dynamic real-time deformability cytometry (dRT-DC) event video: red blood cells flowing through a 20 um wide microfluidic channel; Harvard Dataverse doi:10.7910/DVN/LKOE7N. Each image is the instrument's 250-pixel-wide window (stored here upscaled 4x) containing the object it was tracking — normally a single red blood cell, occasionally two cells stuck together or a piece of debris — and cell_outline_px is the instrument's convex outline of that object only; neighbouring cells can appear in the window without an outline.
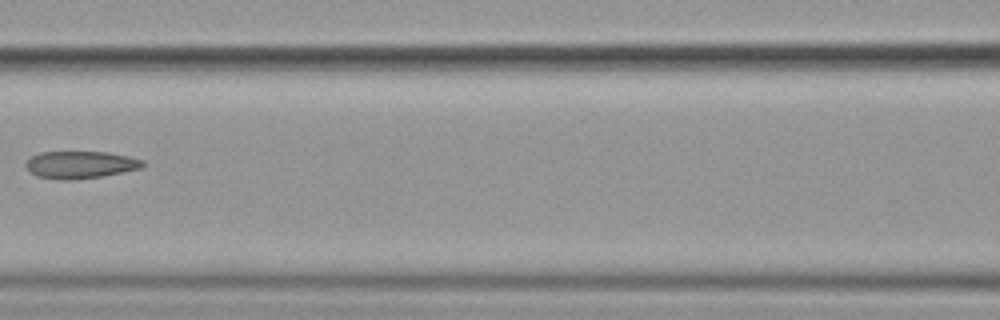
{"species": "common noctule bat (a hibernating species)", "species_latin": "Nyctalus noctula", "temperature_condition": "cold", "stored_images_in_passage": 11, "camera_frame_rate_fps": 3000, "um_per_image_px": 0.085, "animal": {"sex": "female", "body_mass_g": 19.9}, "frame": {"image": 1, "passage_image": 7, "time_ms": 8.0, "image_size_px": [1000, 320], "cell_outline_px": [[144, 164], [140, 168], [100, 176], [72, 180], [56, 180], [36, 176], [24, 164], [32, 156], [40, 152], [108, 152], [128, 156], [144, 160]], "centroid_in_image_um": [6.8, 14.0], "position_along_channel_um": 159.8, "area_um2": 18.44}}
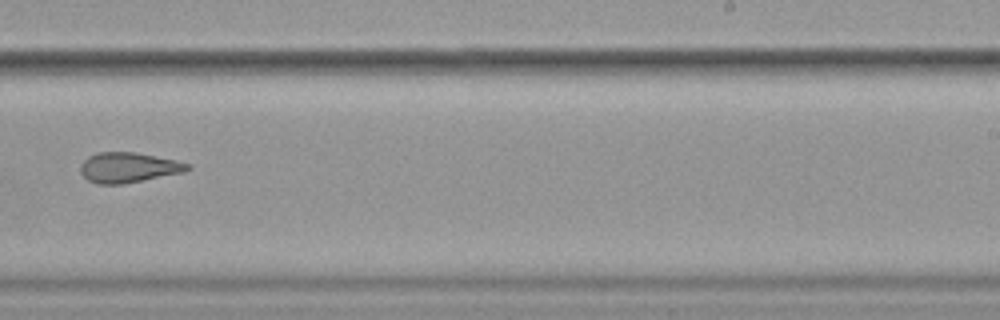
{"frame": {"image": 2, "passage_image": 10, "time_ms": 11.333, "image_size_px": [1000, 320], "cell_outline_px": [[192, 168], [184, 172], [124, 184], [96, 184], [88, 180], [80, 172], [80, 164], [88, 156], [96, 152], [136, 152], [176, 160], [192, 164]], "centroid_in_image_um": [10.92, 14.23], "position_along_channel_um": 278.1, "area_um2": 19.02}}
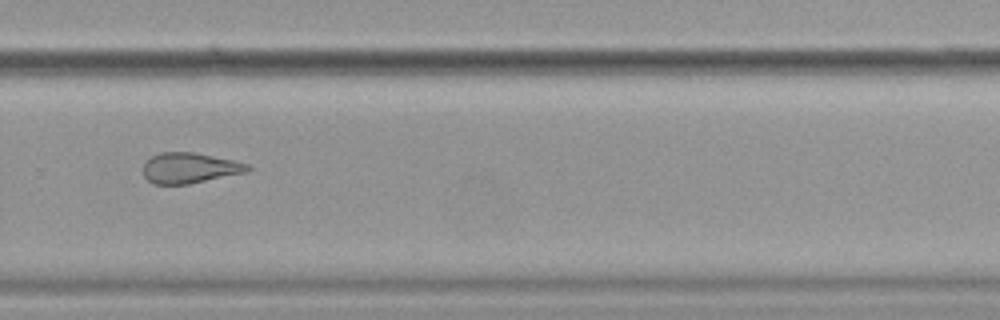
{"frame": {"image": 3, "passage_image": 11, "time_ms": 12.333, "image_size_px": [1000, 320], "cell_outline_px": [[252, 168], [248, 172], [188, 184], [152, 184], [144, 176], [144, 164], [152, 156], [160, 152], [192, 152], [232, 160], [248, 164]], "centroid_in_image_um": [16.12, 14.28], "position_along_channel_um": 313.7, "area_um2": 18.44}}